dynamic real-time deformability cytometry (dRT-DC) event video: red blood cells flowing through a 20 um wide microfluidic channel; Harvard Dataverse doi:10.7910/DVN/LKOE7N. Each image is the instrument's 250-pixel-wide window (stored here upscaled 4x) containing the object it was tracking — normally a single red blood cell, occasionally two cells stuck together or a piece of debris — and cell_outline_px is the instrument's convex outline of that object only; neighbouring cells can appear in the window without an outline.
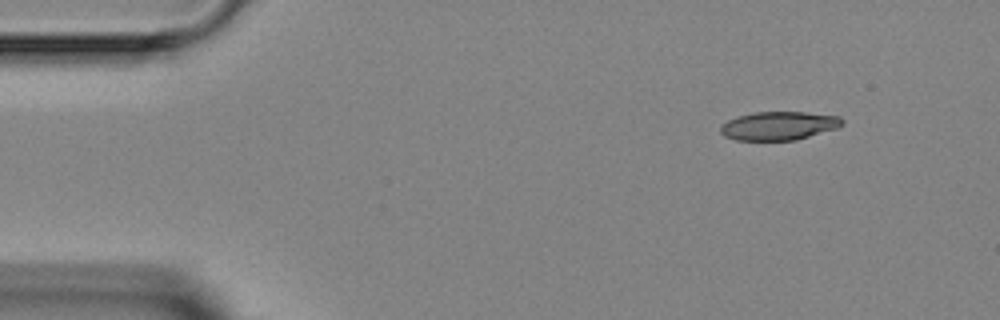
{"species": "Egyptian fruit bat (a non-hibernating species)", "species_latin": "Rousettus aegyptiacus", "temperature_condition": "room temperature", "stored_images_in_passage": 4, "camera_frame_rate_fps": 3000, "um_per_image_px": 0.085, "animal": {"sex": "female"}, "frame": {"image": 1, "passage_image": 1, "time_ms": 0.0, "image_size_px": [1000, 320], "cell_outline_px": [[844, 124], [836, 128], [796, 140], [736, 140], [724, 136], [720, 132], [720, 124], [736, 116], [756, 112], [804, 112], [840, 116], [844, 120]], "centroid_in_image_um": [66.18, 10.68], "position_along_channel_um": 18.8, "area_um2": 20.29}}
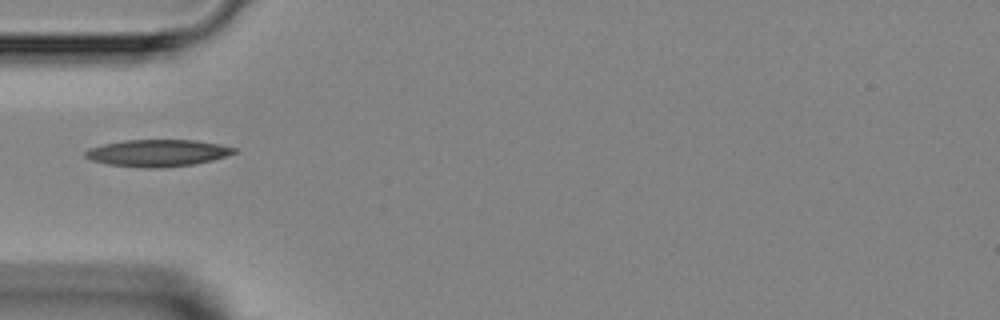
{"frame": {"image": 2, "passage_image": 3, "time_ms": 3.333, "image_size_px": [1000, 320], "cell_outline_px": [[236, 152], [212, 160], [196, 164], [160, 168], [144, 168], [108, 164], [92, 160], [84, 156], [84, 152], [88, 148], [104, 144], [124, 140], [196, 140], [220, 144], [236, 148]], "centroid_in_image_um": [13.38, 13.0], "position_along_channel_um": 71.6, "area_um2": 23.35}}
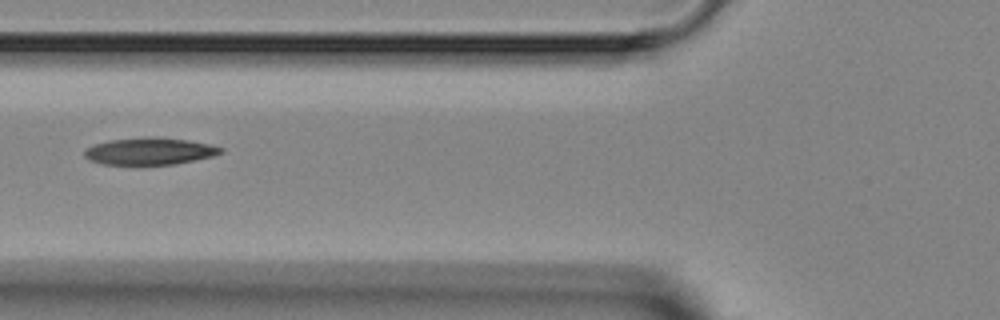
{"frame": {"image": 3, "passage_image": 4, "time_ms": 4.333, "image_size_px": [1000, 320], "cell_outline_px": [[224, 152], [212, 156], [176, 164], [104, 164], [88, 160], [84, 156], [84, 152], [88, 148], [96, 144], [112, 140], [144, 136], [156, 136], [188, 140], [208, 144], [224, 148]], "centroid_in_image_um": [12.75, 12.84], "position_along_channel_um": 113.1, "area_um2": 21.39}}